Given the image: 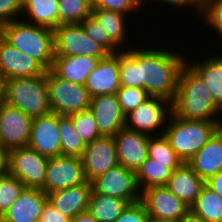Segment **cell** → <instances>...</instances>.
<instances>
[{
  "mask_svg": "<svg viewBox=\"0 0 222 222\" xmlns=\"http://www.w3.org/2000/svg\"><path fill=\"white\" fill-rule=\"evenodd\" d=\"M4 102L36 118L52 112L46 73L38 77L5 80Z\"/></svg>",
  "mask_w": 222,
  "mask_h": 222,
  "instance_id": "5",
  "label": "cell"
},
{
  "mask_svg": "<svg viewBox=\"0 0 222 222\" xmlns=\"http://www.w3.org/2000/svg\"><path fill=\"white\" fill-rule=\"evenodd\" d=\"M92 8L117 11L129 16L135 10L138 12L141 6V0H92Z\"/></svg>",
  "mask_w": 222,
  "mask_h": 222,
  "instance_id": "40",
  "label": "cell"
},
{
  "mask_svg": "<svg viewBox=\"0 0 222 222\" xmlns=\"http://www.w3.org/2000/svg\"><path fill=\"white\" fill-rule=\"evenodd\" d=\"M33 222H43V221L41 220V218H39V219H36V220L33 221Z\"/></svg>",
  "mask_w": 222,
  "mask_h": 222,
  "instance_id": "53",
  "label": "cell"
},
{
  "mask_svg": "<svg viewBox=\"0 0 222 222\" xmlns=\"http://www.w3.org/2000/svg\"><path fill=\"white\" fill-rule=\"evenodd\" d=\"M149 222H179V221H176V220H168V219H152V218H150V219H149Z\"/></svg>",
  "mask_w": 222,
  "mask_h": 222,
  "instance_id": "51",
  "label": "cell"
},
{
  "mask_svg": "<svg viewBox=\"0 0 222 222\" xmlns=\"http://www.w3.org/2000/svg\"><path fill=\"white\" fill-rule=\"evenodd\" d=\"M91 15L98 21L102 29L107 32L109 38L118 48L122 49L125 46L123 44H127L128 40L126 39H128V34L126 33L129 31L125 29L127 28L125 24L126 14L112 10L92 8Z\"/></svg>",
  "mask_w": 222,
  "mask_h": 222,
  "instance_id": "28",
  "label": "cell"
},
{
  "mask_svg": "<svg viewBox=\"0 0 222 222\" xmlns=\"http://www.w3.org/2000/svg\"><path fill=\"white\" fill-rule=\"evenodd\" d=\"M48 157L30 147L7 151V173L18 178L27 188L42 190L46 177Z\"/></svg>",
  "mask_w": 222,
  "mask_h": 222,
  "instance_id": "7",
  "label": "cell"
},
{
  "mask_svg": "<svg viewBox=\"0 0 222 222\" xmlns=\"http://www.w3.org/2000/svg\"><path fill=\"white\" fill-rule=\"evenodd\" d=\"M58 1L22 0V15L29 17L25 22L54 30L58 26Z\"/></svg>",
  "mask_w": 222,
  "mask_h": 222,
  "instance_id": "26",
  "label": "cell"
},
{
  "mask_svg": "<svg viewBox=\"0 0 222 222\" xmlns=\"http://www.w3.org/2000/svg\"><path fill=\"white\" fill-rule=\"evenodd\" d=\"M86 34L92 37L94 41L100 44L109 54H116L121 49L109 38L106 31H104L98 21L90 15L81 23Z\"/></svg>",
  "mask_w": 222,
  "mask_h": 222,
  "instance_id": "37",
  "label": "cell"
},
{
  "mask_svg": "<svg viewBox=\"0 0 222 222\" xmlns=\"http://www.w3.org/2000/svg\"><path fill=\"white\" fill-rule=\"evenodd\" d=\"M7 171V151L0 145V174Z\"/></svg>",
  "mask_w": 222,
  "mask_h": 222,
  "instance_id": "47",
  "label": "cell"
},
{
  "mask_svg": "<svg viewBox=\"0 0 222 222\" xmlns=\"http://www.w3.org/2000/svg\"><path fill=\"white\" fill-rule=\"evenodd\" d=\"M46 70L32 57L19 51L0 35V75L11 78L38 77Z\"/></svg>",
  "mask_w": 222,
  "mask_h": 222,
  "instance_id": "16",
  "label": "cell"
},
{
  "mask_svg": "<svg viewBox=\"0 0 222 222\" xmlns=\"http://www.w3.org/2000/svg\"><path fill=\"white\" fill-rule=\"evenodd\" d=\"M187 164L204 181L222 171V137L215 132Z\"/></svg>",
  "mask_w": 222,
  "mask_h": 222,
  "instance_id": "24",
  "label": "cell"
},
{
  "mask_svg": "<svg viewBox=\"0 0 222 222\" xmlns=\"http://www.w3.org/2000/svg\"><path fill=\"white\" fill-rule=\"evenodd\" d=\"M169 49L138 48L139 88L172 102L186 56Z\"/></svg>",
  "mask_w": 222,
  "mask_h": 222,
  "instance_id": "1",
  "label": "cell"
},
{
  "mask_svg": "<svg viewBox=\"0 0 222 222\" xmlns=\"http://www.w3.org/2000/svg\"><path fill=\"white\" fill-rule=\"evenodd\" d=\"M22 15V0H0V27L18 20Z\"/></svg>",
  "mask_w": 222,
  "mask_h": 222,
  "instance_id": "42",
  "label": "cell"
},
{
  "mask_svg": "<svg viewBox=\"0 0 222 222\" xmlns=\"http://www.w3.org/2000/svg\"><path fill=\"white\" fill-rule=\"evenodd\" d=\"M200 5L205 1V0H196Z\"/></svg>",
  "mask_w": 222,
  "mask_h": 222,
  "instance_id": "52",
  "label": "cell"
},
{
  "mask_svg": "<svg viewBox=\"0 0 222 222\" xmlns=\"http://www.w3.org/2000/svg\"><path fill=\"white\" fill-rule=\"evenodd\" d=\"M28 147L48 158L61 155L58 114L50 112L32 119Z\"/></svg>",
  "mask_w": 222,
  "mask_h": 222,
  "instance_id": "15",
  "label": "cell"
},
{
  "mask_svg": "<svg viewBox=\"0 0 222 222\" xmlns=\"http://www.w3.org/2000/svg\"><path fill=\"white\" fill-rule=\"evenodd\" d=\"M119 52L100 59L97 67L89 74L85 88L90 98L116 94L120 86Z\"/></svg>",
  "mask_w": 222,
  "mask_h": 222,
  "instance_id": "19",
  "label": "cell"
},
{
  "mask_svg": "<svg viewBox=\"0 0 222 222\" xmlns=\"http://www.w3.org/2000/svg\"><path fill=\"white\" fill-rule=\"evenodd\" d=\"M149 215L141 201L131 203L114 222H149Z\"/></svg>",
  "mask_w": 222,
  "mask_h": 222,
  "instance_id": "41",
  "label": "cell"
},
{
  "mask_svg": "<svg viewBox=\"0 0 222 222\" xmlns=\"http://www.w3.org/2000/svg\"><path fill=\"white\" fill-rule=\"evenodd\" d=\"M149 137L143 133L122 128L114 136L118 163L136 173L148 158Z\"/></svg>",
  "mask_w": 222,
  "mask_h": 222,
  "instance_id": "17",
  "label": "cell"
},
{
  "mask_svg": "<svg viewBox=\"0 0 222 222\" xmlns=\"http://www.w3.org/2000/svg\"><path fill=\"white\" fill-rule=\"evenodd\" d=\"M87 180L83 171L82 160L73 156H55L48 159L43 191H53L74 187Z\"/></svg>",
  "mask_w": 222,
  "mask_h": 222,
  "instance_id": "11",
  "label": "cell"
},
{
  "mask_svg": "<svg viewBox=\"0 0 222 222\" xmlns=\"http://www.w3.org/2000/svg\"><path fill=\"white\" fill-rule=\"evenodd\" d=\"M47 201V194L43 190L25 187L0 222H33L41 217Z\"/></svg>",
  "mask_w": 222,
  "mask_h": 222,
  "instance_id": "20",
  "label": "cell"
},
{
  "mask_svg": "<svg viewBox=\"0 0 222 222\" xmlns=\"http://www.w3.org/2000/svg\"><path fill=\"white\" fill-rule=\"evenodd\" d=\"M171 173L169 163L155 162L148 157L136 171V180L140 191L152 186H165Z\"/></svg>",
  "mask_w": 222,
  "mask_h": 222,
  "instance_id": "30",
  "label": "cell"
},
{
  "mask_svg": "<svg viewBox=\"0 0 222 222\" xmlns=\"http://www.w3.org/2000/svg\"><path fill=\"white\" fill-rule=\"evenodd\" d=\"M199 16L203 17L214 31L216 30L217 36L219 33L218 37L222 36V0H205L200 5Z\"/></svg>",
  "mask_w": 222,
  "mask_h": 222,
  "instance_id": "39",
  "label": "cell"
},
{
  "mask_svg": "<svg viewBox=\"0 0 222 222\" xmlns=\"http://www.w3.org/2000/svg\"><path fill=\"white\" fill-rule=\"evenodd\" d=\"M179 222H205L198 216L194 215L190 210L179 220Z\"/></svg>",
  "mask_w": 222,
  "mask_h": 222,
  "instance_id": "48",
  "label": "cell"
},
{
  "mask_svg": "<svg viewBox=\"0 0 222 222\" xmlns=\"http://www.w3.org/2000/svg\"><path fill=\"white\" fill-rule=\"evenodd\" d=\"M99 60L90 56H55L51 70L64 80L85 85L89 74L97 67Z\"/></svg>",
  "mask_w": 222,
  "mask_h": 222,
  "instance_id": "23",
  "label": "cell"
},
{
  "mask_svg": "<svg viewBox=\"0 0 222 222\" xmlns=\"http://www.w3.org/2000/svg\"><path fill=\"white\" fill-rule=\"evenodd\" d=\"M147 1H149L150 2V0H141V6L142 5H144V3L146 4L147 3ZM153 1H158V4H159V2H160V4H161V2L163 3H167V5H174V8L175 7H178V8H182V7H190V8H192V10L194 9V11L193 12H196L197 11V14H196V16L198 15L199 16V13H200V4L196 1V0H151V2H153Z\"/></svg>",
  "mask_w": 222,
  "mask_h": 222,
  "instance_id": "44",
  "label": "cell"
},
{
  "mask_svg": "<svg viewBox=\"0 0 222 222\" xmlns=\"http://www.w3.org/2000/svg\"><path fill=\"white\" fill-rule=\"evenodd\" d=\"M204 185L205 181L187 163H183L172 171L165 186L190 208Z\"/></svg>",
  "mask_w": 222,
  "mask_h": 222,
  "instance_id": "22",
  "label": "cell"
},
{
  "mask_svg": "<svg viewBox=\"0 0 222 222\" xmlns=\"http://www.w3.org/2000/svg\"><path fill=\"white\" fill-rule=\"evenodd\" d=\"M171 113V101L151 96L135 110L125 115V128L150 137H152V135H163L165 130L164 126H166V121L169 120L168 118ZM158 129H160V132ZM161 129H163V131Z\"/></svg>",
  "mask_w": 222,
  "mask_h": 222,
  "instance_id": "9",
  "label": "cell"
},
{
  "mask_svg": "<svg viewBox=\"0 0 222 222\" xmlns=\"http://www.w3.org/2000/svg\"><path fill=\"white\" fill-rule=\"evenodd\" d=\"M89 110L95 118L101 136H115L125 127V114L122 112L116 94L91 98Z\"/></svg>",
  "mask_w": 222,
  "mask_h": 222,
  "instance_id": "18",
  "label": "cell"
},
{
  "mask_svg": "<svg viewBox=\"0 0 222 222\" xmlns=\"http://www.w3.org/2000/svg\"><path fill=\"white\" fill-rule=\"evenodd\" d=\"M148 157L155 162L169 163V168L174 171L183 161L172 149L169 140L163 135L149 137Z\"/></svg>",
  "mask_w": 222,
  "mask_h": 222,
  "instance_id": "34",
  "label": "cell"
},
{
  "mask_svg": "<svg viewBox=\"0 0 222 222\" xmlns=\"http://www.w3.org/2000/svg\"><path fill=\"white\" fill-rule=\"evenodd\" d=\"M92 13V0H59L58 26L60 24H80Z\"/></svg>",
  "mask_w": 222,
  "mask_h": 222,
  "instance_id": "32",
  "label": "cell"
},
{
  "mask_svg": "<svg viewBox=\"0 0 222 222\" xmlns=\"http://www.w3.org/2000/svg\"><path fill=\"white\" fill-rule=\"evenodd\" d=\"M70 222H98V221L87 210L76 215L74 218L71 219Z\"/></svg>",
  "mask_w": 222,
  "mask_h": 222,
  "instance_id": "46",
  "label": "cell"
},
{
  "mask_svg": "<svg viewBox=\"0 0 222 222\" xmlns=\"http://www.w3.org/2000/svg\"><path fill=\"white\" fill-rule=\"evenodd\" d=\"M69 116L73 121L74 129L85 144L91 143L93 140L101 137L95 118L90 110L74 113Z\"/></svg>",
  "mask_w": 222,
  "mask_h": 222,
  "instance_id": "36",
  "label": "cell"
},
{
  "mask_svg": "<svg viewBox=\"0 0 222 222\" xmlns=\"http://www.w3.org/2000/svg\"><path fill=\"white\" fill-rule=\"evenodd\" d=\"M123 49L119 51L120 86L139 88L138 47Z\"/></svg>",
  "mask_w": 222,
  "mask_h": 222,
  "instance_id": "33",
  "label": "cell"
},
{
  "mask_svg": "<svg viewBox=\"0 0 222 222\" xmlns=\"http://www.w3.org/2000/svg\"><path fill=\"white\" fill-rule=\"evenodd\" d=\"M222 117H220L219 121L217 122V133L222 137Z\"/></svg>",
  "mask_w": 222,
  "mask_h": 222,
  "instance_id": "50",
  "label": "cell"
},
{
  "mask_svg": "<svg viewBox=\"0 0 222 222\" xmlns=\"http://www.w3.org/2000/svg\"><path fill=\"white\" fill-rule=\"evenodd\" d=\"M81 160L88 182L117 166L119 163L114 137L101 136L86 144Z\"/></svg>",
  "mask_w": 222,
  "mask_h": 222,
  "instance_id": "13",
  "label": "cell"
},
{
  "mask_svg": "<svg viewBox=\"0 0 222 222\" xmlns=\"http://www.w3.org/2000/svg\"><path fill=\"white\" fill-rule=\"evenodd\" d=\"M53 32L55 56H90L103 59L109 54L86 34L81 24H60Z\"/></svg>",
  "mask_w": 222,
  "mask_h": 222,
  "instance_id": "8",
  "label": "cell"
},
{
  "mask_svg": "<svg viewBox=\"0 0 222 222\" xmlns=\"http://www.w3.org/2000/svg\"><path fill=\"white\" fill-rule=\"evenodd\" d=\"M5 79L0 75V105L4 102Z\"/></svg>",
  "mask_w": 222,
  "mask_h": 222,
  "instance_id": "49",
  "label": "cell"
},
{
  "mask_svg": "<svg viewBox=\"0 0 222 222\" xmlns=\"http://www.w3.org/2000/svg\"><path fill=\"white\" fill-rule=\"evenodd\" d=\"M32 118L3 102L0 105V145L6 150L27 147Z\"/></svg>",
  "mask_w": 222,
  "mask_h": 222,
  "instance_id": "12",
  "label": "cell"
},
{
  "mask_svg": "<svg viewBox=\"0 0 222 222\" xmlns=\"http://www.w3.org/2000/svg\"><path fill=\"white\" fill-rule=\"evenodd\" d=\"M41 220L43 222H70L71 219L67 216H64L57 209L53 207V205L47 201L44 205Z\"/></svg>",
  "mask_w": 222,
  "mask_h": 222,
  "instance_id": "43",
  "label": "cell"
},
{
  "mask_svg": "<svg viewBox=\"0 0 222 222\" xmlns=\"http://www.w3.org/2000/svg\"><path fill=\"white\" fill-rule=\"evenodd\" d=\"M190 211L205 222H222V197L204 185Z\"/></svg>",
  "mask_w": 222,
  "mask_h": 222,
  "instance_id": "29",
  "label": "cell"
},
{
  "mask_svg": "<svg viewBox=\"0 0 222 222\" xmlns=\"http://www.w3.org/2000/svg\"><path fill=\"white\" fill-rule=\"evenodd\" d=\"M171 109L174 116L186 120L218 122L222 114L203 80L187 64L180 71Z\"/></svg>",
  "mask_w": 222,
  "mask_h": 222,
  "instance_id": "2",
  "label": "cell"
},
{
  "mask_svg": "<svg viewBox=\"0 0 222 222\" xmlns=\"http://www.w3.org/2000/svg\"><path fill=\"white\" fill-rule=\"evenodd\" d=\"M205 185L213 190L220 197H222V171L218 172L216 175L209 177L205 181Z\"/></svg>",
  "mask_w": 222,
  "mask_h": 222,
  "instance_id": "45",
  "label": "cell"
},
{
  "mask_svg": "<svg viewBox=\"0 0 222 222\" xmlns=\"http://www.w3.org/2000/svg\"><path fill=\"white\" fill-rule=\"evenodd\" d=\"M19 19L0 27V35L19 51L36 60L46 71L53 65V29L30 24Z\"/></svg>",
  "mask_w": 222,
  "mask_h": 222,
  "instance_id": "3",
  "label": "cell"
},
{
  "mask_svg": "<svg viewBox=\"0 0 222 222\" xmlns=\"http://www.w3.org/2000/svg\"><path fill=\"white\" fill-rule=\"evenodd\" d=\"M129 204L124 199L91 191L88 211L98 222H114Z\"/></svg>",
  "mask_w": 222,
  "mask_h": 222,
  "instance_id": "27",
  "label": "cell"
},
{
  "mask_svg": "<svg viewBox=\"0 0 222 222\" xmlns=\"http://www.w3.org/2000/svg\"><path fill=\"white\" fill-rule=\"evenodd\" d=\"M122 112L127 115L151 96L142 88L120 87L116 92Z\"/></svg>",
  "mask_w": 222,
  "mask_h": 222,
  "instance_id": "38",
  "label": "cell"
},
{
  "mask_svg": "<svg viewBox=\"0 0 222 222\" xmlns=\"http://www.w3.org/2000/svg\"><path fill=\"white\" fill-rule=\"evenodd\" d=\"M190 62L186 59V64L203 80L215 103L222 109V55L209 54L201 62Z\"/></svg>",
  "mask_w": 222,
  "mask_h": 222,
  "instance_id": "25",
  "label": "cell"
},
{
  "mask_svg": "<svg viewBox=\"0 0 222 222\" xmlns=\"http://www.w3.org/2000/svg\"><path fill=\"white\" fill-rule=\"evenodd\" d=\"M46 82L53 113L69 116L89 110L91 98L84 85L64 80L51 69L46 71Z\"/></svg>",
  "mask_w": 222,
  "mask_h": 222,
  "instance_id": "6",
  "label": "cell"
},
{
  "mask_svg": "<svg viewBox=\"0 0 222 222\" xmlns=\"http://www.w3.org/2000/svg\"><path fill=\"white\" fill-rule=\"evenodd\" d=\"M92 191L128 201H140L141 191L136 173L118 164L91 181Z\"/></svg>",
  "mask_w": 222,
  "mask_h": 222,
  "instance_id": "10",
  "label": "cell"
},
{
  "mask_svg": "<svg viewBox=\"0 0 222 222\" xmlns=\"http://www.w3.org/2000/svg\"><path fill=\"white\" fill-rule=\"evenodd\" d=\"M140 201L152 219L179 221L190 210L166 186H152L142 190Z\"/></svg>",
  "mask_w": 222,
  "mask_h": 222,
  "instance_id": "14",
  "label": "cell"
},
{
  "mask_svg": "<svg viewBox=\"0 0 222 222\" xmlns=\"http://www.w3.org/2000/svg\"><path fill=\"white\" fill-rule=\"evenodd\" d=\"M24 188L25 185L15 176L7 172L0 174V218L20 196Z\"/></svg>",
  "mask_w": 222,
  "mask_h": 222,
  "instance_id": "35",
  "label": "cell"
},
{
  "mask_svg": "<svg viewBox=\"0 0 222 222\" xmlns=\"http://www.w3.org/2000/svg\"><path fill=\"white\" fill-rule=\"evenodd\" d=\"M59 131L61 137V155L81 158L86 144L74 129L70 116L59 115Z\"/></svg>",
  "mask_w": 222,
  "mask_h": 222,
  "instance_id": "31",
  "label": "cell"
},
{
  "mask_svg": "<svg viewBox=\"0 0 222 222\" xmlns=\"http://www.w3.org/2000/svg\"><path fill=\"white\" fill-rule=\"evenodd\" d=\"M217 131V122L186 120L172 113L165 126L164 136L169 140L172 149L187 163Z\"/></svg>",
  "mask_w": 222,
  "mask_h": 222,
  "instance_id": "4",
  "label": "cell"
},
{
  "mask_svg": "<svg viewBox=\"0 0 222 222\" xmlns=\"http://www.w3.org/2000/svg\"><path fill=\"white\" fill-rule=\"evenodd\" d=\"M91 191V182L86 181L78 186L53 191L47 197L55 209L72 219L88 210Z\"/></svg>",
  "mask_w": 222,
  "mask_h": 222,
  "instance_id": "21",
  "label": "cell"
}]
</instances>
